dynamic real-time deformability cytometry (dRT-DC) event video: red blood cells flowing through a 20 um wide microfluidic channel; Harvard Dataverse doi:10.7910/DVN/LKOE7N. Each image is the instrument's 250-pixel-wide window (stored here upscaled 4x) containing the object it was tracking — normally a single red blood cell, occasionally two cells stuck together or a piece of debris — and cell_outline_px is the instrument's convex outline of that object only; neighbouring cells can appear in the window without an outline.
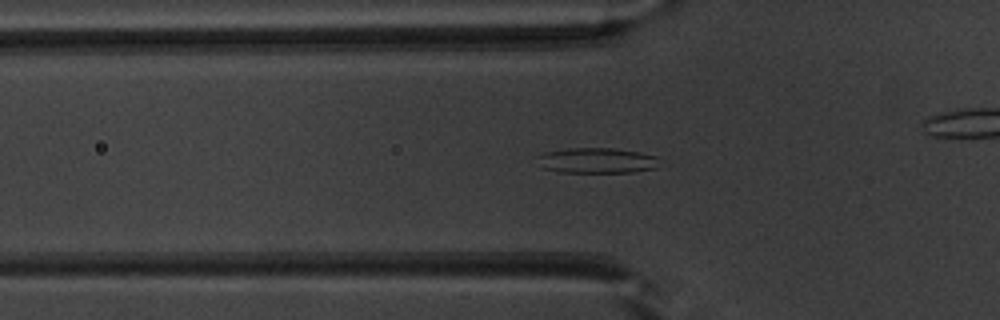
{"species": "common noctule bat (a hibernating species)", "species_latin": "Nyctalus noctula", "temperature_condition": "warm", "stored_images_in_passage": 52, "segment_of_instrument_passage": [1, 2], "camera_frame_rate_fps": 3000, "um_per_image_px": 0.085, "animal": {"sex": "male", "body_mass_g": 20.1, "forearm_length_mm": 53.5}, "frame": {"image": 1, "passage_image": 18, "time_ms": 5.667, "image_size_px": [1000, 320], "cell_outline_px": [[656, 168], [632, 172], [560, 172], [540, 168], [536, 156], [544, 152], [568, 148], [616, 148], [640, 152], [656, 156]], "centroid_in_image_um": [50.65, 13.64], "position_along_channel_um": 75.1, "area_um2": 18.15}}
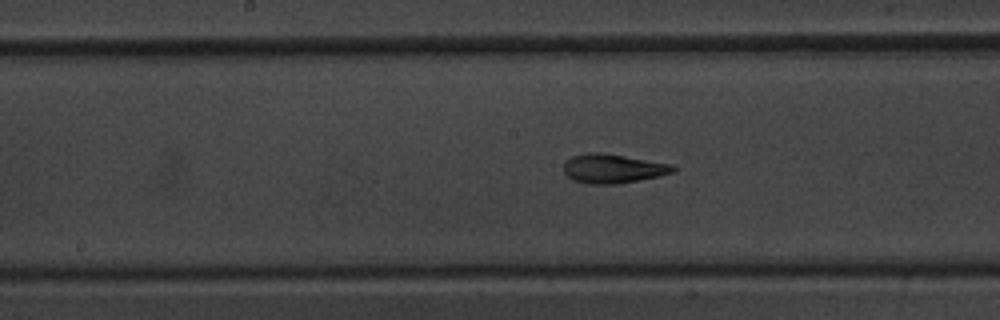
{"frame": {"image": 2, "passage_image": 27, "time_ms": 8.667, "image_size_px": [1000, 320], "cell_outline_px": [[676, 168], [672, 172], [660, 176], [616, 184], [588, 184], [572, 180], [564, 172], [564, 164], [572, 156], [588, 152], [600, 152], [672, 164]], "centroid_in_image_um": [52.08, 14.33], "position_along_channel_um": 196.1, "area_um2": 18.44}}
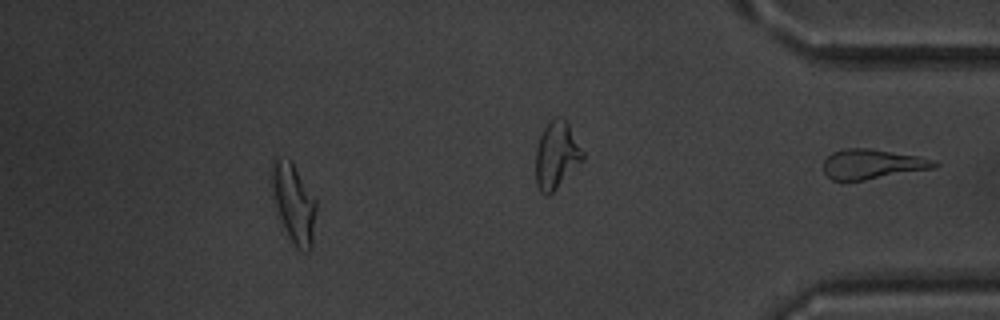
{"frame": {"image": 3, "passage_image": 47, "time_ms": 15.333, "image_size_px": [1000, 320], "cell_outline_px": [[316, 212], [312, 248], [308, 252], [304, 252], [296, 248], [288, 236], [280, 220], [272, 196], [268, 180], [268, 172], [272, 160], [276, 156], [280, 156], [292, 160], [316, 200]], "centroid_in_image_um": [24.91, 17.19], "position_along_channel_um": 410.3, "area_um2": 21.44}}